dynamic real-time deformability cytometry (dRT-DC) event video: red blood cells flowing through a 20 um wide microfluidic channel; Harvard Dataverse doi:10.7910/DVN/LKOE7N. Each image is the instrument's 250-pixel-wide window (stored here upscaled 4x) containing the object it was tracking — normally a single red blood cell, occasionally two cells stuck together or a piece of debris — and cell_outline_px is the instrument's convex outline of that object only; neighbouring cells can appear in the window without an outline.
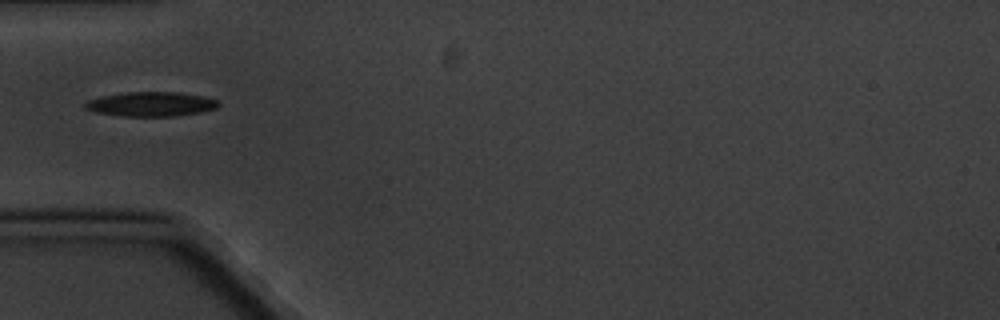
{"species": "common noctule bat (a hibernating species)", "species_latin": "Nyctalus noctula", "temperature_condition": "cold", "stored_images_in_passage": 3, "camera_frame_rate_fps": 3000, "um_per_image_px": 0.085, "animal": {"sex": "male", "body_mass_g": 20.1, "forearm_length_mm": 53.5}, "frame": {"image": 1, "passage_image": 2, "time_ms": 1.333, "image_size_px": [1000, 320], "cell_outline_px": [[220, 104], [216, 108], [200, 112], [176, 116], [124, 116], [96, 112], [84, 108], [84, 104], [88, 100], [100, 96], [124, 92], [180, 92], [204, 96], [216, 100]], "centroid_in_image_um": [12.83, 8.84], "position_along_channel_um": 72.2, "area_um2": 19.02}}